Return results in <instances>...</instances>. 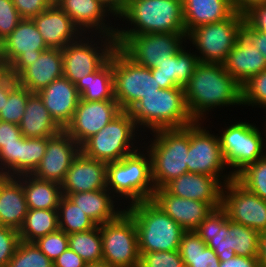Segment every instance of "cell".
<instances>
[{
	"instance_id": "obj_1",
	"label": "cell",
	"mask_w": 266,
	"mask_h": 267,
	"mask_svg": "<svg viewBox=\"0 0 266 267\" xmlns=\"http://www.w3.org/2000/svg\"><path fill=\"white\" fill-rule=\"evenodd\" d=\"M184 92L194 121L205 122L209 112L217 108L242 105L241 85L219 63L200 62Z\"/></svg>"
},
{
	"instance_id": "obj_2",
	"label": "cell",
	"mask_w": 266,
	"mask_h": 267,
	"mask_svg": "<svg viewBox=\"0 0 266 267\" xmlns=\"http://www.w3.org/2000/svg\"><path fill=\"white\" fill-rule=\"evenodd\" d=\"M118 18L126 25L118 22L116 35L186 33L182 0H128Z\"/></svg>"
},
{
	"instance_id": "obj_3",
	"label": "cell",
	"mask_w": 266,
	"mask_h": 267,
	"mask_svg": "<svg viewBox=\"0 0 266 267\" xmlns=\"http://www.w3.org/2000/svg\"><path fill=\"white\" fill-rule=\"evenodd\" d=\"M128 112L143 134L184 128L195 122L188 111L182 87L162 88L144 95Z\"/></svg>"
},
{
	"instance_id": "obj_4",
	"label": "cell",
	"mask_w": 266,
	"mask_h": 267,
	"mask_svg": "<svg viewBox=\"0 0 266 267\" xmlns=\"http://www.w3.org/2000/svg\"><path fill=\"white\" fill-rule=\"evenodd\" d=\"M107 189L124 207L152 199L155 187L151 157L144 146L119 161L107 163Z\"/></svg>"
},
{
	"instance_id": "obj_5",
	"label": "cell",
	"mask_w": 266,
	"mask_h": 267,
	"mask_svg": "<svg viewBox=\"0 0 266 267\" xmlns=\"http://www.w3.org/2000/svg\"><path fill=\"white\" fill-rule=\"evenodd\" d=\"M149 134L152 135L150 141L144 140L142 144L151 157L154 187L159 189L188 172L189 126L161 129Z\"/></svg>"
},
{
	"instance_id": "obj_6",
	"label": "cell",
	"mask_w": 266,
	"mask_h": 267,
	"mask_svg": "<svg viewBox=\"0 0 266 267\" xmlns=\"http://www.w3.org/2000/svg\"><path fill=\"white\" fill-rule=\"evenodd\" d=\"M138 234L139 253L179 250L185 230L152 200L126 206Z\"/></svg>"
},
{
	"instance_id": "obj_7",
	"label": "cell",
	"mask_w": 266,
	"mask_h": 267,
	"mask_svg": "<svg viewBox=\"0 0 266 267\" xmlns=\"http://www.w3.org/2000/svg\"><path fill=\"white\" fill-rule=\"evenodd\" d=\"M147 136L145 138L137 128L131 114L122 111L98 133L88 138L80 146V151L91 159L105 163L116 162L143 146L141 143L149 138Z\"/></svg>"
},
{
	"instance_id": "obj_8",
	"label": "cell",
	"mask_w": 266,
	"mask_h": 267,
	"mask_svg": "<svg viewBox=\"0 0 266 267\" xmlns=\"http://www.w3.org/2000/svg\"><path fill=\"white\" fill-rule=\"evenodd\" d=\"M257 126L249 123V120H239L230 125L224 124V128L218 130L222 154L234 178L248 165L266 155V137Z\"/></svg>"
},
{
	"instance_id": "obj_9",
	"label": "cell",
	"mask_w": 266,
	"mask_h": 267,
	"mask_svg": "<svg viewBox=\"0 0 266 267\" xmlns=\"http://www.w3.org/2000/svg\"><path fill=\"white\" fill-rule=\"evenodd\" d=\"M244 22V14L235 11L224 21L198 26L187 34L186 43L192 44L187 48L195 47L193 52L201 63L222 64L242 35Z\"/></svg>"
},
{
	"instance_id": "obj_10",
	"label": "cell",
	"mask_w": 266,
	"mask_h": 267,
	"mask_svg": "<svg viewBox=\"0 0 266 267\" xmlns=\"http://www.w3.org/2000/svg\"><path fill=\"white\" fill-rule=\"evenodd\" d=\"M114 96L122 111H129L144 95L162 89L151 69L129 58L118 46L113 49Z\"/></svg>"
},
{
	"instance_id": "obj_11",
	"label": "cell",
	"mask_w": 266,
	"mask_h": 267,
	"mask_svg": "<svg viewBox=\"0 0 266 267\" xmlns=\"http://www.w3.org/2000/svg\"><path fill=\"white\" fill-rule=\"evenodd\" d=\"M204 125V121L189 125L188 172L216 177L224 185L234 177L227 171L218 133H212L209 124Z\"/></svg>"
},
{
	"instance_id": "obj_12",
	"label": "cell",
	"mask_w": 266,
	"mask_h": 267,
	"mask_svg": "<svg viewBox=\"0 0 266 267\" xmlns=\"http://www.w3.org/2000/svg\"><path fill=\"white\" fill-rule=\"evenodd\" d=\"M115 47V37L83 34L62 49L63 76L75 84L95 72L110 57Z\"/></svg>"
},
{
	"instance_id": "obj_13",
	"label": "cell",
	"mask_w": 266,
	"mask_h": 267,
	"mask_svg": "<svg viewBox=\"0 0 266 267\" xmlns=\"http://www.w3.org/2000/svg\"><path fill=\"white\" fill-rule=\"evenodd\" d=\"M186 33L116 35L118 46L134 62L153 69L176 54L186 44Z\"/></svg>"
},
{
	"instance_id": "obj_14",
	"label": "cell",
	"mask_w": 266,
	"mask_h": 267,
	"mask_svg": "<svg viewBox=\"0 0 266 267\" xmlns=\"http://www.w3.org/2000/svg\"><path fill=\"white\" fill-rule=\"evenodd\" d=\"M103 259L115 267H139L138 234L133 217L125 210L100 225Z\"/></svg>"
},
{
	"instance_id": "obj_15",
	"label": "cell",
	"mask_w": 266,
	"mask_h": 267,
	"mask_svg": "<svg viewBox=\"0 0 266 267\" xmlns=\"http://www.w3.org/2000/svg\"><path fill=\"white\" fill-rule=\"evenodd\" d=\"M49 49L32 19H22L12 33L0 43V61L13 77L33 64Z\"/></svg>"
},
{
	"instance_id": "obj_16",
	"label": "cell",
	"mask_w": 266,
	"mask_h": 267,
	"mask_svg": "<svg viewBox=\"0 0 266 267\" xmlns=\"http://www.w3.org/2000/svg\"><path fill=\"white\" fill-rule=\"evenodd\" d=\"M221 207L230 221L260 233L266 231V200L249 191L236 178L223 185Z\"/></svg>"
},
{
	"instance_id": "obj_17",
	"label": "cell",
	"mask_w": 266,
	"mask_h": 267,
	"mask_svg": "<svg viewBox=\"0 0 266 267\" xmlns=\"http://www.w3.org/2000/svg\"><path fill=\"white\" fill-rule=\"evenodd\" d=\"M122 112L116 100L86 101L80 99L65 131L81 146Z\"/></svg>"
},
{
	"instance_id": "obj_18",
	"label": "cell",
	"mask_w": 266,
	"mask_h": 267,
	"mask_svg": "<svg viewBox=\"0 0 266 267\" xmlns=\"http://www.w3.org/2000/svg\"><path fill=\"white\" fill-rule=\"evenodd\" d=\"M79 152L80 145L65 130L47 137L46 152L31 175L39 180L61 184Z\"/></svg>"
},
{
	"instance_id": "obj_19",
	"label": "cell",
	"mask_w": 266,
	"mask_h": 267,
	"mask_svg": "<svg viewBox=\"0 0 266 267\" xmlns=\"http://www.w3.org/2000/svg\"><path fill=\"white\" fill-rule=\"evenodd\" d=\"M57 6L71 18L83 34L116 37L117 19L98 0H61ZM111 18L115 21L114 26Z\"/></svg>"
},
{
	"instance_id": "obj_20",
	"label": "cell",
	"mask_w": 266,
	"mask_h": 267,
	"mask_svg": "<svg viewBox=\"0 0 266 267\" xmlns=\"http://www.w3.org/2000/svg\"><path fill=\"white\" fill-rule=\"evenodd\" d=\"M107 188V163L86 157L81 151L74 158L61 183L62 194Z\"/></svg>"
},
{
	"instance_id": "obj_21",
	"label": "cell",
	"mask_w": 266,
	"mask_h": 267,
	"mask_svg": "<svg viewBox=\"0 0 266 267\" xmlns=\"http://www.w3.org/2000/svg\"><path fill=\"white\" fill-rule=\"evenodd\" d=\"M151 200L185 231H195L214 209L207 202L171 195L164 188L155 189Z\"/></svg>"
},
{
	"instance_id": "obj_22",
	"label": "cell",
	"mask_w": 266,
	"mask_h": 267,
	"mask_svg": "<svg viewBox=\"0 0 266 267\" xmlns=\"http://www.w3.org/2000/svg\"><path fill=\"white\" fill-rule=\"evenodd\" d=\"M163 188L171 195L207 202L214 209L221 207L223 184L210 175L187 172Z\"/></svg>"
},
{
	"instance_id": "obj_23",
	"label": "cell",
	"mask_w": 266,
	"mask_h": 267,
	"mask_svg": "<svg viewBox=\"0 0 266 267\" xmlns=\"http://www.w3.org/2000/svg\"><path fill=\"white\" fill-rule=\"evenodd\" d=\"M32 20L48 48L62 50L83 35L71 18L57 5H50Z\"/></svg>"
},
{
	"instance_id": "obj_24",
	"label": "cell",
	"mask_w": 266,
	"mask_h": 267,
	"mask_svg": "<svg viewBox=\"0 0 266 267\" xmlns=\"http://www.w3.org/2000/svg\"><path fill=\"white\" fill-rule=\"evenodd\" d=\"M38 95L51 117L64 130L71 122L80 100L75 84L62 76L39 91Z\"/></svg>"
},
{
	"instance_id": "obj_25",
	"label": "cell",
	"mask_w": 266,
	"mask_h": 267,
	"mask_svg": "<svg viewBox=\"0 0 266 267\" xmlns=\"http://www.w3.org/2000/svg\"><path fill=\"white\" fill-rule=\"evenodd\" d=\"M62 76V50L49 48L43 51L33 64L25 68L16 77V81L31 93H38Z\"/></svg>"
},
{
	"instance_id": "obj_26",
	"label": "cell",
	"mask_w": 266,
	"mask_h": 267,
	"mask_svg": "<svg viewBox=\"0 0 266 267\" xmlns=\"http://www.w3.org/2000/svg\"><path fill=\"white\" fill-rule=\"evenodd\" d=\"M187 45L184 44L176 54L168 57V60L159 64L158 67L151 69L153 77L156 78L161 88H184L188 84L200 61L192 52L193 49L186 48Z\"/></svg>"
},
{
	"instance_id": "obj_27",
	"label": "cell",
	"mask_w": 266,
	"mask_h": 267,
	"mask_svg": "<svg viewBox=\"0 0 266 267\" xmlns=\"http://www.w3.org/2000/svg\"><path fill=\"white\" fill-rule=\"evenodd\" d=\"M222 65L242 85L251 76L266 69V60L263 54L241 35Z\"/></svg>"
},
{
	"instance_id": "obj_28",
	"label": "cell",
	"mask_w": 266,
	"mask_h": 267,
	"mask_svg": "<svg viewBox=\"0 0 266 267\" xmlns=\"http://www.w3.org/2000/svg\"><path fill=\"white\" fill-rule=\"evenodd\" d=\"M28 211L22 182L6 176L0 182V225L19 231Z\"/></svg>"
},
{
	"instance_id": "obj_29",
	"label": "cell",
	"mask_w": 266,
	"mask_h": 267,
	"mask_svg": "<svg viewBox=\"0 0 266 267\" xmlns=\"http://www.w3.org/2000/svg\"><path fill=\"white\" fill-rule=\"evenodd\" d=\"M67 197L87 214L96 225L115 220L125 207L106 189L68 194ZM118 205V206H117ZM124 208H120V207Z\"/></svg>"
},
{
	"instance_id": "obj_30",
	"label": "cell",
	"mask_w": 266,
	"mask_h": 267,
	"mask_svg": "<svg viewBox=\"0 0 266 267\" xmlns=\"http://www.w3.org/2000/svg\"><path fill=\"white\" fill-rule=\"evenodd\" d=\"M186 34L198 26L228 19L235 10L230 0H182Z\"/></svg>"
},
{
	"instance_id": "obj_31",
	"label": "cell",
	"mask_w": 266,
	"mask_h": 267,
	"mask_svg": "<svg viewBox=\"0 0 266 267\" xmlns=\"http://www.w3.org/2000/svg\"><path fill=\"white\" fill-rule=\"evenodd\" d=\"M19 127L26 138L52 137L63 130L51 117L38 93L28 96Z\"/></svg>"
},
{
	"instance_id": "obj_32",
	"label": "cell",
	"mask_w": 266,
	"mask_h": 267,
	"mask_svg": "<svg viewBox=\"0 0 266 267\" xmlns=\"http://www.w3.org/2000/svg\"><path fill=\"white\" fill-rule=\"evenodd\" d=\"M228 220L226 211L219 207L213 209L195 230L207 247L218 255L219 261L236 256L234 250L228 248Z\"/></svg>"
},
{
	"instance_id": "obj_33",
	"label": "cell",
	"mask_w": 266,
	"mask_h": 267,
	"mask_svg": "<svg viewBox=\"0 0 266 267\" xmlns=\"http://www.w3.org/2000/svg\"><path fill=\"white\" fill-rule=\"evenodd\" d=\"M80 99L86 101L115 100L113 78V51L110 57L93 73L75 83Z\"/></svg>"
},
{
	"instance_id": "obj_34",
	"label": "cell",
	"mask_w": 266,
	"mask_h": 267,
	"mask_svg": "<svg viewBox=\"0 0 266 267\" xmlns=\"http://www.w3.org/2000/svg\"><path fill=\"white\" fill-rule=\"evenodd\" d=\"M28 209H58L62 197L61 184L39 180L32 175H21Z\"/></svg>"
},
{
	"instance_id": "obj_35",
	"label": "cell",
	"mask_w": 266,
	"mask_h": 267,
	"mask_svg": "<svg viewBox=\"0 0 266 267\" xmlns=\"http://www.w3.org/2000/svg\"><path fill=\"white\" fill-rule=\"evenodd\" d=\"M179 252L185 267H219L218 255L195 231H185L182 235Z\"/></svg>"
},
{
	"instance_id": "obj_36",
	"label": "cell",
	"mask_w": 266,
	"mask_h": 267,
	"mask_svg": "<svg viewBox=\"0 0 266 267\" xmlns=\"http://www.w3.org/2000/svg\"><path fill=\"white\" fill-rule=\"evenodd\" d=\"M58 229V209H28L19 238L24 242H34Z\"/></svg>"
},
{
	"instance_id": "obj_37",
	"label": "cell",
	"mask_w": 266,
	"mask_h": 267,
	"mask_svg": "<svg viewBox=\"0 0 266 267\" xmlns=\"http://www.w3.org/2000/svg\"><path fill=\"white\" fill-rule=\"evenodd\" d=\"M68 247L87 263L103 259L100 225L92 230L68 234Z\"/></svg>"
},
{
	"instance_id": "obj_38",
	"label": "cell",
	"mask_w": 266,
	"mask_h": 267,
	"mask_svg": "<svg viewBox=\"0 0 266 267\" xmlns=\"http://www.w3.org/2000/svg\"><path fill=\"white\" fill-rule=\"evenodd\" d=\"M59 229L67 235L92 230L97 225L78 205L62 195L58 206Z\"/></svg>"
},
{
	"instance_id": "obj_39",
	"label": "cell",
	"mask_w": 266,
	"mask_h": 267,
	"mask_svg": "<svg viewBox=\"0 0 266 267\" xmlns=\"http://www.w3.org/2000/svg\"><path fill=\"white\" fill-rule=\"evenodd\" d=\"M228 248L237 256L258 257L260 232L228 220Z\"/></svg>"
},
{
	"instance_id": "obj_40",
	"label": "cell",
	"mask_w": 266,
	"mask_h": 267,
	"mask_svg": "<svg viewBox=\"0 0 266 267\" xmlns=\"http://www.w3.org/2000/svg\"><path fill=\"white\" fill-rule=\"evenodd\" d=\"M47 148V137H21L19 176L31 175L42 160Z\"/></svg>"
},
{
	"instance_id": "obj_41",
	"label": "cell",
	"mask_w": 266,
	"mask_h": 267,
	"mask_svg": "<svg viewBox=\"0 0 266 267\" xmlns=\"http://www.w3.org/2000/svg\"><path fill=\"white\" fill-rule=\"evenodd\" d=\"M7 267H54V264L34 242L20 240Z\"/></svg>"
},
{
	"instance_id": "obj_42",
	"label": "cell",
	"mask_w": 266,
	"mask_h": 267,
	"mask_svg": "<svg viewBox=\"0 0 266 267\" xmlns=\"http://www.w3.org/2000/svg\"><path fill=\"white\" fill-rule=\"evenodd\" d=\"M30 94L31 92L27 88L17 83L10 90L8 99L0 110V120L19 125Z\"/></svg>"
},
{
	"instance_id": "obj_43",
	"label": "cell",
	"mask_w": 266,
	"mask_h": 267,
	"mask_svg": "<svg viewBox=\"0 0 266 267\" xmlns=\"http://www.w3.org/2000/svg\"><path fill=\"white\" fill-rule=\"evenodd\" d=\"M249 191L266 200V155L235 177Z\"/></svg>"
},
{
	"instance_id": "obj_44",
	"label": "cell",
	"mask_w": 266,
	"mask_h": 267,
	"mask_svg": "<svg viewBox=\"0 0 266 267\" xmlns=\"http://www.w3.org/2000/svg\"><path fill=\"white\" fill-rule=\"evenodd\" d=\"M242 106L266 107V69L251 76L242 85Z\"/></svg>"
},
{
	"instance_id": "obj_45",
	"label": "cell",
	"mask_w": 266,
	"mask_h": 267,
	"mask_svg": "<svg viewBox=\"0 0 266 267\" xmlns=\"http://www.w3.org/2000/svg\"><path fill=\"white\" fill-rule=\"evenodd\" d=\"M36 246L52 261L68 248V235L58 229L34 241Z\"/></svg>"
},
{
	"instance_id": "obj_46",
	"label": "cell",
	"mask_w": 266,
	"mask_h": 267,
	"mask_svg": "<svg viewBox=\"0 0 266 267\" xmlns=\"http://www.w3.org/2000/svg\"><path fill=\"white\" fill-rule=\"evenodd\" d=\"M139 267H185L179 250L139 253Z\"/></svg>"
},
{
	"instance_id": "obj_47",
	"label": "cell",
	"mask_w": 266,
	"mask_h": 267,
	"mask_svg": "<svg viewBox=\"0 0 266 267\" xmlns=\"http://www.w3.org/2000/svg\"><path fill=\"white\" fill-rule=\"evenodd\" d=\"M21 151V138L17 143L3 144L0 150V174L9 177L19 176V157Z\"/></svg>"
},
{
	"instance_id": "obj_48",
	"label": "cell",
	"mask_w": 266,
	"mask_h": 267,
	"mask_svg": "<svg viewBox=\"0 0 266 267\" xmlns=\"http://www.w3.org/2000/svg\"><path fill=\"white\" fill-rule=\"evenodd\" d=\"M22 20L12 0H0V43Z\"/></svg>"
},
{
	"instance_id": "obj_49",
	"label": "cell",
	"mask_w": 266,
	"mask_h": 267,
	"mask_svg": "<svg viewBox=\"0 0 266 267\" xmlns=\"http://www.w3.org/2000/svg\"><path fill=\"white\" fill-rule=\"evenodd\" d=\"M19 241V231L0 225V267L8 266Z\"/></svg>"
},
{
	"instance_id": "obj_50",
	"label": "cell",
	"mask_w": 266,
	"mask_h": 267,
	"mask_svg": "<svg viewBox=\"0 0 266 267\" xmlns=\"http://www.w3.org/2000/svg\"><path fill=\"white\" fill-rule=\"evenodd\" d=\"M22 19H33L44 12L50 4L47 0H12Z\"/></svg>"
},
{
	"instance_id": "obj_51",
	"label": "cell",
	"mask_w": 266,
	"mask_h": 267,
	"mask_svg": "<svg viewBox=\"0 0 266 267\" xmlns=\"http://www.w3.org/2000/svg\"><path fill=\"white\" fill-rule=\"evenodd\" d=\"M243 14L245 21L252 28L266 33V3L256 4Z\"/></svg>"
},
{
	"instance_id": "obj_52",
	"label": "cell",
	"mask_w": 266,
	"mask_h": 267,
	"mask_svg": "<svg viewBox=\"0 0 266 267\" xmlns=\"http://www.w3.org/2000/svg\"><path fill=\"white\" fill-rule=\"evenodd\" d=\"M242 35L263 54L266 60V33L252 28L245 21L242 25Z\"/></svg>"
},
{
	"instance_id": "obj_53",
	"label": "cell",
	"mask_w": 266,
	"mask_h": 267,
	"mask_svg": "<svg viewBox=\"0 0 266 267\" xmlns=\"http://www.w3.org/2000/svg\"><path fill=\"white\" fill-rule=\"evenodd\" d=\"M22 136L19 125L0 120V150L3 144L17 143Z\"/></svg>"
},
{
	"instance_id": "obj_54",
	"label": "cell",
	"mask_w": 266,
	"mask_h": 267,
	"mask_svg": "<svg viewBox=\"0 0 266 267\" xmlns=\"http://www.w3.org/2000/svg\"><path fill=\"white\" fill-rule=\"evenodd\" d=\"M86 263L69 247L53 261L54 267H85Z\"/></svg>"
},
{
	"instance_id": "obj_55",
	"label": "cell",
	"mask_w": 266,
	"mask_h": 267,
	"mask_svg": "<svg viewBox=\"0 0 266 267\" xmlns=\"http://www.w3.org/2000/svg\"><path fill=\"white\" fill-rule=\"evenodd\" d=\"M219 267H261L258 257L235 256L220 261Z\"/></svg>"
},
{
	"instance_id": "obj_56",
	"label": "cell",
	"mask_w": 266,
	"mask_h": 267,
	"mask_svg": "<svg viewBox=\"0 0 266 267\" xmlns=\"http://www.w3.org/2000/svg\"><path fill=\"white\" fill-rule=\"evenodd\" d=\"M17 84L16 78L5 71L0 76V110L8 99L10 90Z\"/></svg>"
},
{
	"instance_id": "obj_57",
	"label": "cell",
	"mask_w": 266,
	"mask_h": 267,
	"mask_svg": "<svg viewBox=\"0 0 266 267\" xmlns=\"http://www.w3.org/2000/svg\"><path fill=\"white\" fill-rule=\"evenodd\" d=\"M117 19L126 9L128 0H98Z\"/></svg>"
},
{
	"instance_id": "obj_58",
	"label": "cell",
	"mask_w": 266,
	"mask_h": 267,
	"mask_svg": "<svg viewBox=\"0 0 266 267\" xmlns=\"http://www.w3.org/2000/svg\"><path fill=\"white\" fill-rule=\"evenodd\" d=\"M230 2L236 12H240L243 14L250 7L256 4L266 3V0H230Z\"/></svg>"
},
{
	"instance_id": "obj_59",
	"label": "cell",
	"mask_w": 266,
	"mask_h": 267,
	"mask_svg": "<svg viewBox=\"0 0 266 267\" xmlns=\"http://www.w3.org/2000/svg\"><path fill=\"white\" fill-rule=\"evenodd\" d=\"M258 259L261 267H266V231L260 233Z\"/></svg>"
},
{
	"instance_id": "obj_60",
	"label": "cell",
	"mask_w": 266,
	"mask_h": 267,
	"mask_svg": "<svg viewBox=\"0 0 266 267\" xmlns=\"http://www.w3.org/2000/svg\"><path fill=\"white\" fill-rule=\"evenodd\" d=\"M85 267H115L105 261L86 263Z\"/></svg>"
},
{
	"instance_id": "obj_61",
	"label": "cell",
	"mask_w": 266,
	"mask_h": 267,
	"mask_svg": "<svg viewBox=\"0 0 266 267\" xmlns=\"http://www.w3.org/2000/svg\"><path fill=\"white\" fill-rule=\"evenodd\" d=\"M263 109H264V111H265V114H266V107H265V108H263ZM263 116H266V115H263ZM264 119H265V122H263V124H262V125H264V126H263V128L265 127V128L263 129V133L265 134V137H266V117H265Z\"/></svg>"
},
{
	"instance_id": "obj_62",
	"label": "cell",
	"mask_w": 266,
	"mask_h": 267,
	"mask_svg": "<svg viewBox=\"0 0 266 267\" xmlns=\"http://www.w3.org/2000/svg\"><path fill=\"white\" fill-rule=\"evenodd\" d=\"M61 0H47L50 5H57Z\"/></svg>"
},
{
	"instance_id": "obj_63",
	"label": "cell",
	"mask_w": 266,
	"mask_h": 267,
	"mask_svg": "<svg viewBox=\"0 0 266 267\" xmlns=\"http://www.w3.org/2000/svg\"><path fill=\"white\" fill-rule=\"evenodd\" d=\"M6 71V69L3 66V63L0 61V76Z\"/></svg>"
},
{
	"instance_id": "obj_64",
	"label": "cell",
	"mask_w": 266,
	"mask_h": 267,
	"mask_svg": "<svg viewBox=\"0 0 266 267\" xmlns=\"http://www.w3.org/2000/svg\"><path fill=\"white\" fill-rule=\"evenodd\" d=\"M6 176L3 174H0V182L5 178Z\"/></svg>"
}]
</instances>
